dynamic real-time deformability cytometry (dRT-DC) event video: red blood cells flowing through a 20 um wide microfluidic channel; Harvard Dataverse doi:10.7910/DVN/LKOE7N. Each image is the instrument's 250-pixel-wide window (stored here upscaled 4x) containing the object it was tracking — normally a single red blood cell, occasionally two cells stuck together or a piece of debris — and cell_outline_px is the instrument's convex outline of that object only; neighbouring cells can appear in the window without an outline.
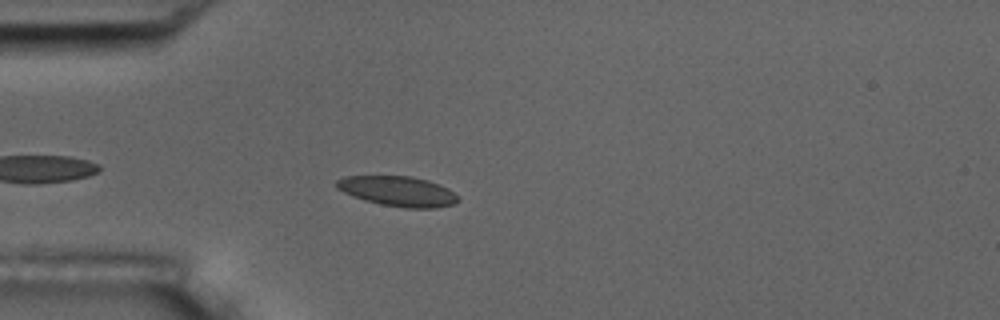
{"species": "common noctule bat (a hibernating species)", "species_latin": "Nyctalus noctula", "temperature_condition": "room temperature", "stored_images_in_passage": 8, "camera_frame_rate_fps": 3000, "um_per_image_px": 0.085, "animal": {"sex": "male", "body_mass_g": 17.5, "forearm_length_mm": 52.3}, "frame": {"image": 1, "passage_image": 4, "time_ms": 4.333, "image_size_px": [1000, 320], "cell_outline_px": [[460, 200], [452, 204], [436, 208], [408, 208], [380, 204], [364, 200], [352, 196], [336, 188], [336, 180], [344, 176], [412, 176], [428, 180], [440, 184], [448, 188], [460, 196]], "centroid_in_image_um": [33.84, 16.25], "position_along_channel_um": 51.2, "area_um2": 21.44}}
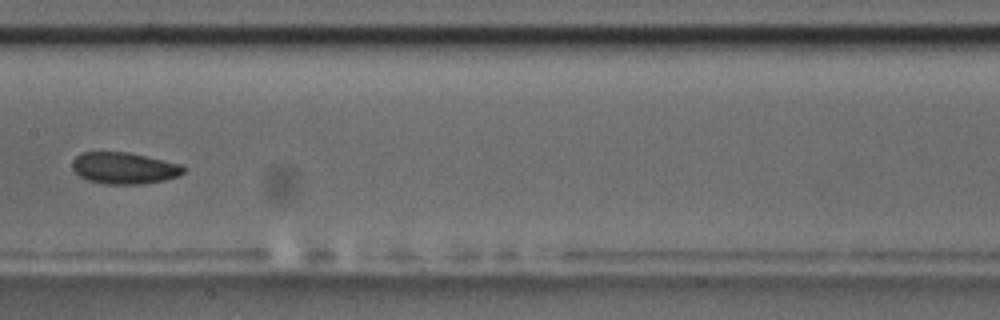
{"frame": {"image": 2, "passage_image": 8, "time_ms": 8.667, "image_size_px": [1000, 320], "cell_outline_px": [[184, 172], [180, 176], [164, 180], [140, 184], [104, 184], [88, 180], [80, 176], [72, 168], [72, 160], [76, 156], [84, 152], [128, 152], [184, 164]], "centroid_in_image_um": [10.58, 14.29], "position_along_channel_um": 196.8, "area_um2": 20.58}}